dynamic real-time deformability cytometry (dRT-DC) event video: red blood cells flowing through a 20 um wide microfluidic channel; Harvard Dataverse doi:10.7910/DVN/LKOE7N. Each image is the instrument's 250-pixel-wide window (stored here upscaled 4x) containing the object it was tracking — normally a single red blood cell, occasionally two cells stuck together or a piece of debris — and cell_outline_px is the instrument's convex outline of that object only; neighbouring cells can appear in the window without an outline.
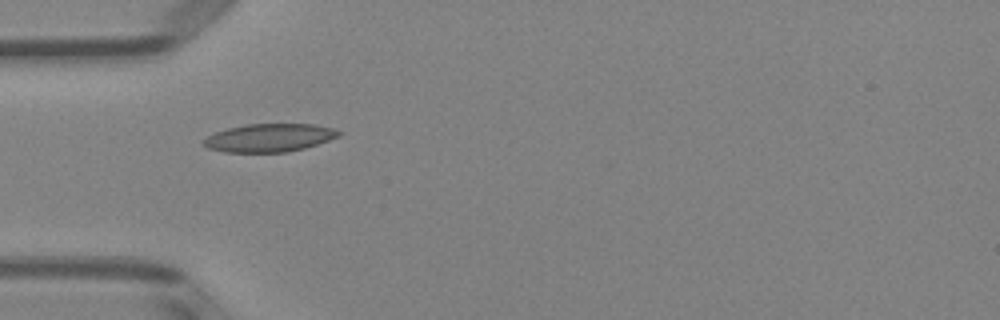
{"species": "Egyptian fruit bat (a non-hibernating species)", "species_latin": "Rousettus aegyptiacus", "temperature_condition": "room temperature", "stored_images_in_passage": 1, "camera_frame_rate_fps": 3000, "um_per_image_px": 0.085, "animal": {"sex": "female"}, "frame": {"image": 1, "passage_image": 1, "time_ms": 0.0, "image_size_px": [1000, 320], "cell_outline_px": [[340, 136], [304, 148], [284, 152], [224, 152], [208, 148], [200, 144], [208, 136], [216, 132], [228, 128], [248, 124], [316, 124], [332, 128], [340, 132]], "centroid_in_image_um": [22.86, 11.71], "position_along_channel_um": 62.1, "area_um2": 21.96}}